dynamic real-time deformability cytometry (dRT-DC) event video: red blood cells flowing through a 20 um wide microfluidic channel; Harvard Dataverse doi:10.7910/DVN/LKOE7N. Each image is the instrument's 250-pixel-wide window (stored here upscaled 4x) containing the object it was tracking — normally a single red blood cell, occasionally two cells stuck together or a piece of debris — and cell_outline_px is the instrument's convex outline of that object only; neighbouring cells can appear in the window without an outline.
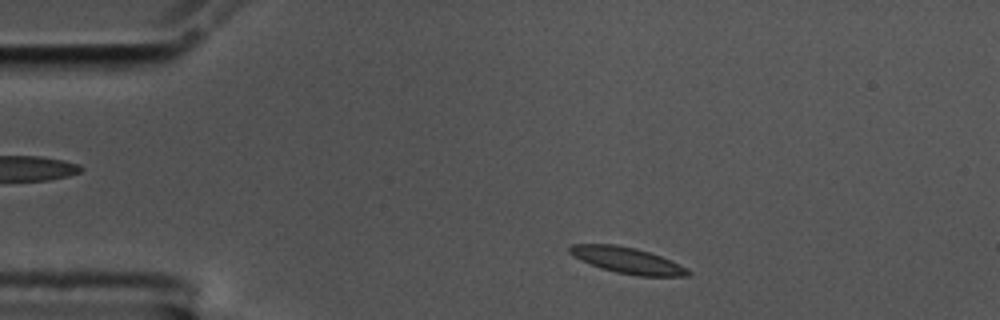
{"species": "common noctule bat (a hibernating species)", "species_latin": "Nyctalus noctula", "temperature_condition": "cold", "stored_images_in_passage": 48, "camera_frame_rate_fps": 3000, "um_per_image_px": 0.085, "animal": {"sex": "male", "body_mass_g": 17.5, "forearm_length_mm": 52.3}, "frame": {"image": 1, "passage_image": 1, "time_ms": 0.0, "image_size_px": [1000, 320], "cell_outline_px": [[692, 272], [688, 276], [636, 276], [616, 272], [600, 268], [580, 260], [572, 256], [568, 252], [568, 248], [572, 244], [616, 244], [636, 248], [660, 256], [688, 268]], "centroid_in_image_um": [53.29, 22.13], "position_along_channel_um": 31.7, "area_um2": 18.09}}
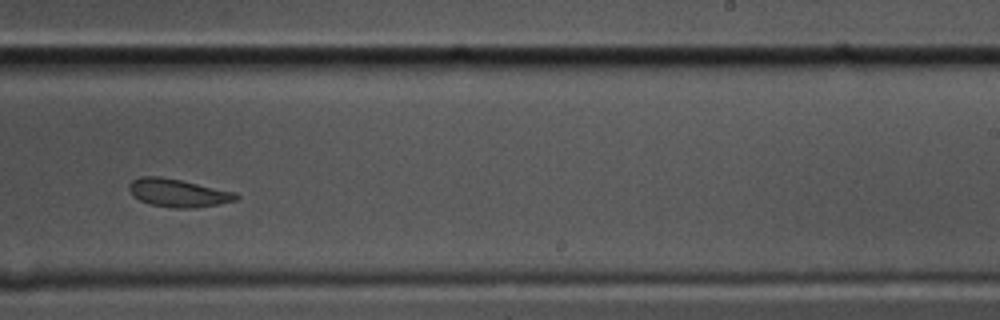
{"frame": {"image": 2, "passage_image": 26, "time_ms": 8.333, "image_size_px": [1000, 320], "cell_outline_px": [[240, 196], [236, 200], [220, 204], [196, 208], [176, 208], [148, 204], [132, 196], [128, 188], [128, 184], [132, 180], [140, 176], [160, 176], [180, 180], [236, 192]], "centroid_in_image_um": [15.12, 16.4], "position_along_channel_um": 273.9, "area_um2": 17.63}}
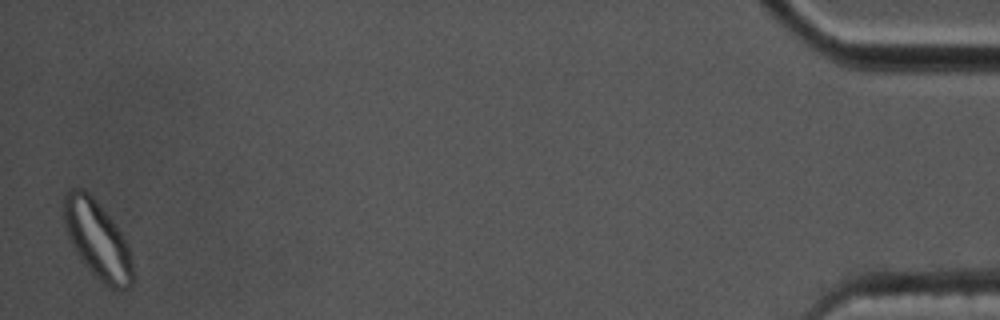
{"frame": {"image": 3, "passage_image": 47, "time_ms": 15.333, "image_size_px": [1000, 320], "cell_outline_px": [[132, 284], [124, 292], [120, 292], [104, 284], [80, 260], [68, 236], [64, 224], [64, 196], [72, 188], [84, 188], [96, 200], [112, 220], [120, 232], [128, 248], [132, 264]], "centroid_in_image_um": [8.27, 20.39], "position_along_channel_um": 426.9, "area_um2": 30.87}, "authors_computed_cell_mechanics": {"area_um2": 18.1492, "velocity_mm_per_s": 3.4853, "shape_relaxation_time_tau1_ms": 4.1437, "shape_relaxation_time_tau2_ms": 4.9454, "deformation_change_tau1": 0.1569, "deformation_change_tau2": 0.0889}}